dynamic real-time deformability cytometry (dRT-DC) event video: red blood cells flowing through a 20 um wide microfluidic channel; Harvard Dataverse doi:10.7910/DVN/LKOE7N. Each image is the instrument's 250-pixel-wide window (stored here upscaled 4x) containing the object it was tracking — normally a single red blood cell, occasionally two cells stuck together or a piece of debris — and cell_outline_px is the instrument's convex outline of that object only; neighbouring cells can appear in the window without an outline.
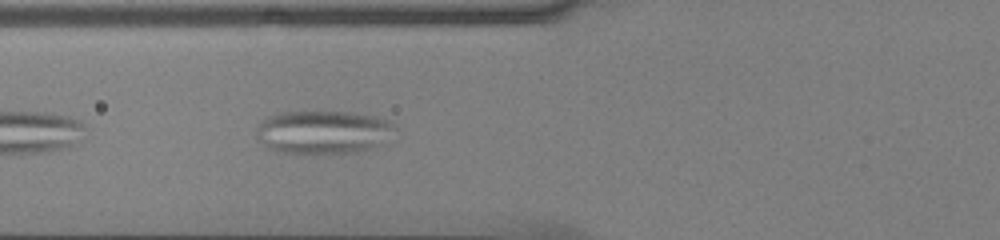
{"species": "common noctule bat (a hibernating species)", "species_latin": "Nyctalus noctula", "temperature_condition": "cold", "stored_images_in_passage": 10, "camera_frame_rate_fps": 3000, "um_per_image_px": 0.085, "animal": {"sex": "male", "body_mass_g": 13.0, "forearm_length_mm": 53.1}, "frame": {"image": 1, "passage_image": 4, "time_ms": 1.0, "image_size_px": [1000, 240], "cell_outline_px": [[396, 128], [380, 144], [356, 152], [276, 152], [268, 148], [256, 136], [256, 128], [268, 116], [280, 112], [348, 112], [376, 116], [388, 120]], "centroid_in_image_um": [27.43, 11.21], "position_along_channel_um": 98.4, "area_um2": 34.28}}
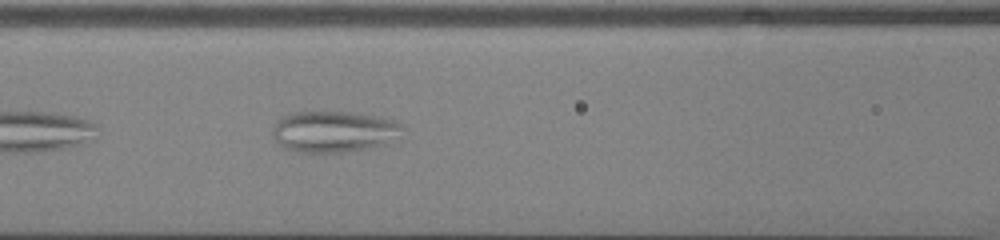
{"frame": {"image": 2, "passage_image": 7, "time_ms": 2.0, "image_size_px": [1000, 240], "cell_outline_px": [[404, 128], [400, 140], [388, 144], [372, 148], [344, 152], [300, 152], [280, 148], [272, 136], [272, 128], [280, 116], [296, 112], [352, 112], [396, 120]], "centroid_in_image_um": [28.41, 11.2], "position_along_channel_um": 138.2, "area_um2": 32.02}}